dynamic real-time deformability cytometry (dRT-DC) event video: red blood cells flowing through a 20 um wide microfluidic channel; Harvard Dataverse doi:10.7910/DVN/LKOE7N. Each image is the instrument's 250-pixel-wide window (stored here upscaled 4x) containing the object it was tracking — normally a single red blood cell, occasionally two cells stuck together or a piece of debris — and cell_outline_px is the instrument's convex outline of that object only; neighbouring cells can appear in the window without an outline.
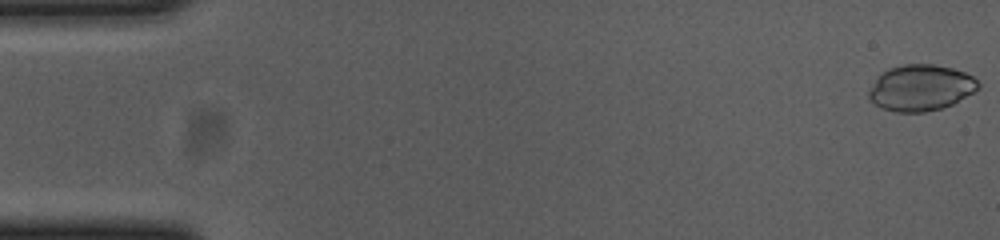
{"species": "common noctule bat (a hibernating species)", "species_latin": "Nyctalus noctula", "temperature_condition": "cold", "stored_images_in_passage": 55, "camera_frame_rate_fps": 3000, "um_per_image_px": 0.085, "animal": {"sex": "female", "body_mass_g": 23.0, "forearm_length_mm": 53.4}, "frame": {"image": 1, "passage_image": 1, "time_ms": 0.0, "image_size_px": [1000, 240], "cell_outline_px": [[980, 88], [952, 104], [940, 108], [924, 112], [896, 112], [884, 108], [876, 104], [868, 96], [868, 92], [880, 72], [888, 68], [904, 64], [936, 64], [952, 68], [964, 72], [972, 76], [980, 84]], "centroid_in_image_um": [78.26, 7.44], "position_along_channel_um": 6.7, "area_um2": 29.25}}